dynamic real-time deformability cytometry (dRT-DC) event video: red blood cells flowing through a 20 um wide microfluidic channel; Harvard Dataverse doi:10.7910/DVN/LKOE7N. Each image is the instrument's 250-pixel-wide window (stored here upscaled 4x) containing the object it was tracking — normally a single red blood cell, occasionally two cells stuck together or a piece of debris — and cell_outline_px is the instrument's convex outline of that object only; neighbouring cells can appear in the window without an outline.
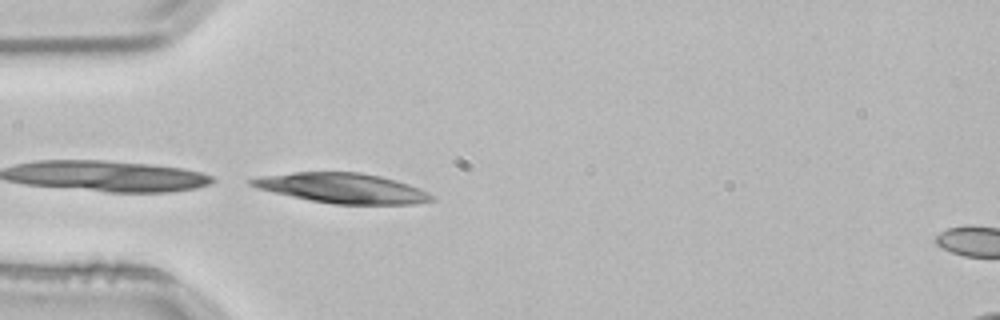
{"species": "common noctule bat (a hibernating species)", "species_latin": "Nyctalus noctula", "temperature_condition": "room temperature", "stored_images_in_passage": 11, "camera_frame_rate_fps": 3000, "um_per_image_px": 0.085, "animal": {"sex": "male", "body_mass_g": 21.5, "forearm_length_mm": 52.0}, "frame": {"image": 1, "passage_image": 11, "time_ms": 3.333, "image_size_px": [1000, 320], "cell_outline_px": [[436, 200], [416, 204], [332, 204], [292, 196], [256, 188], [248, 184], [248, 180], [260, 176], [292, 172], [360, 172], [380, 176], [396, 180], [408, 184], [428, 192], [436, 196]], "centroid_in_image_um": [29.13, 15.99], "position_along_channel_um": 55.9, "area_um2": 31.44}}